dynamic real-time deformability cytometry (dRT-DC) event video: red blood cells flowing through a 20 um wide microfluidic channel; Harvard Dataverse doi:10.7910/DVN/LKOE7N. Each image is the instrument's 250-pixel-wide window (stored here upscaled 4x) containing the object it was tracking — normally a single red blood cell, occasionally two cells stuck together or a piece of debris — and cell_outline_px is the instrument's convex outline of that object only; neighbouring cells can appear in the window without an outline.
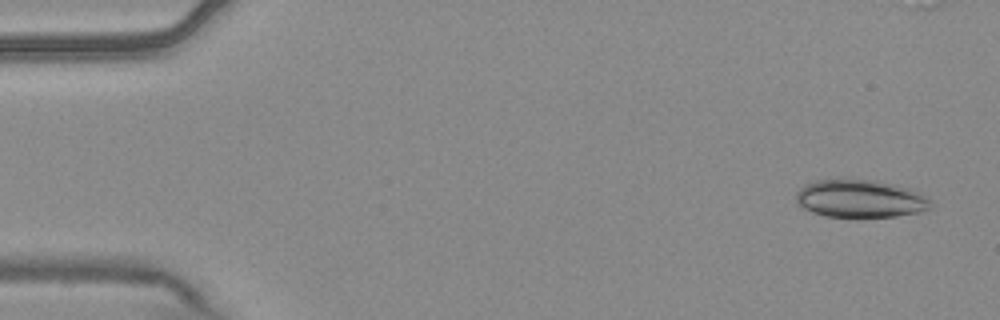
{"species": "common noctule bat (a hibernating species)", "species_latin": "Nyctalus noctula", "temperature_condition": "warm", "stored_images_in_passage": 6, "camera_frame_rate_fps": 3000, "um_per_image_px": 0.085, "animal": {"sex": "male", "body_mass_g": 20.4}, "frame": {"image": 1, "passage_image": 1, "time_ms": 0.0, "image_size_px": [1000, 320], "cell_outline_px": [[932, 208], [924, 212], [896, 216], [856, 220], [828, 216], [812, 212], [800, 208], [796, 204], [796, 192], [804, 184], [816, 180], [840, 176], [848, 176], [876, 180], [896, 184], [912, 188], [928, 196], [932, 200]], "centroid_in_image_um": [73.14, 16.88], "position_along_channel_um": 11.9, "area_um2": 32.02}}
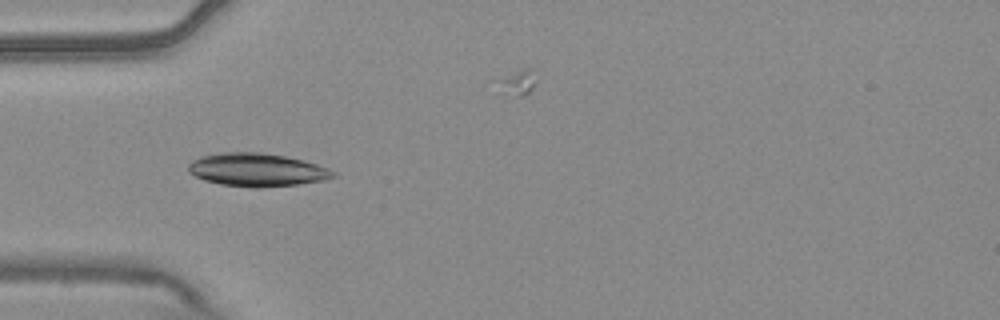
{"frame": {"image": 2, "passage_image": 5, "time_ms": 1.333, "image_size_px": [1000, 320], "cell_outline_px": [[336, 176], [324, 180], [296, 184], [256, 188], [252, 188], [220, 184], [204, 180], [188, 172], [188, 164], [192, 160], [200, 156], [224, 152], [260, 152], [284, 156], [304, 160], [328, 168], [336, 172]], "centroid_in_image_um": [21.82, 14.43], "position_along_channel_um": 63.2, "area_um2": 27.98}}